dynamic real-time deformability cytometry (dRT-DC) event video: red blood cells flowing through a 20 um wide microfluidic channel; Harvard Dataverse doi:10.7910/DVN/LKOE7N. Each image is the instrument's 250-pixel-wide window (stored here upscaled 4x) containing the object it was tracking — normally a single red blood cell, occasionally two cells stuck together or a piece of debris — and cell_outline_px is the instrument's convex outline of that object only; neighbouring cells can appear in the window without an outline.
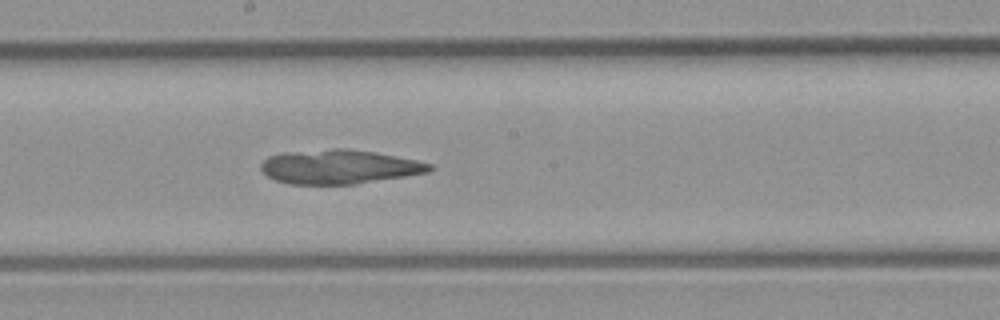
{"species": "common noctule bat (a hibernating species)", "species_latin": "Nyctalus noctula", "temperature_condition": "room temperature", "stored_images_in_passage": 33, "camera_frame_rate_fps": 3000, "um_per_image_px": 0.085, "animal": {"sex": "male", "body_mass_g": 23.1, "forearm_length_mm": 52.7}, "frame": {"image": 1, "passage_image": 20, "time_ms": 6.333, "image_size_px": [1000, 320], "cell_outline_px": [[436, 168], [428, 172], [356, 184], [288, 184], [276, 180], [268, 176], [260, 168], [260, 164], [268, 156], [284, 152], [332, 148], [348, 148], [376, 152], [416, 160], [432, 164]], "centroid_in_image_um": [28.83, 14.17], "position_along_channel_um": 219.4, "area_um2": 33.7}}
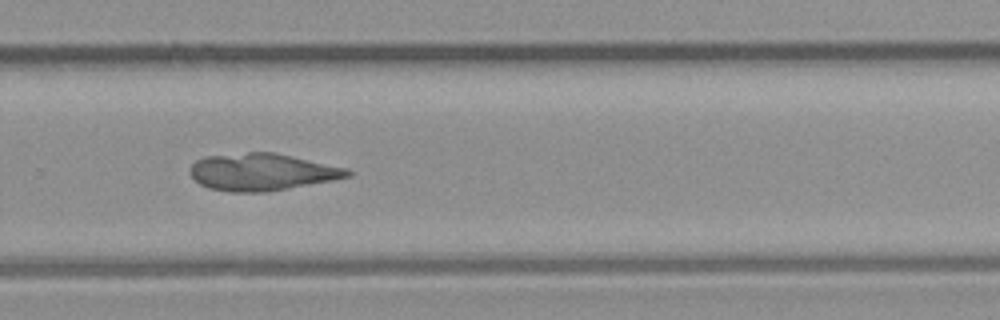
{"frame": {"image": 2, "passage_image": 25, "time_ms": 8.0, "image_size_px": [1000, 320], "cell_outline_px": [[352, 176], [332, 180], [288, 188], [264, 192], [232, 192], [208, 188], [200, 184], [188, 172], [188, 168], [196, 160], [204, 156], [248, 152], [272, 152], [348, 168], [352, 172]], "centroid_in_image_um": [22.23, 14.61], "position_along_channel_um": 307.6, "area_um2": 33.99}}
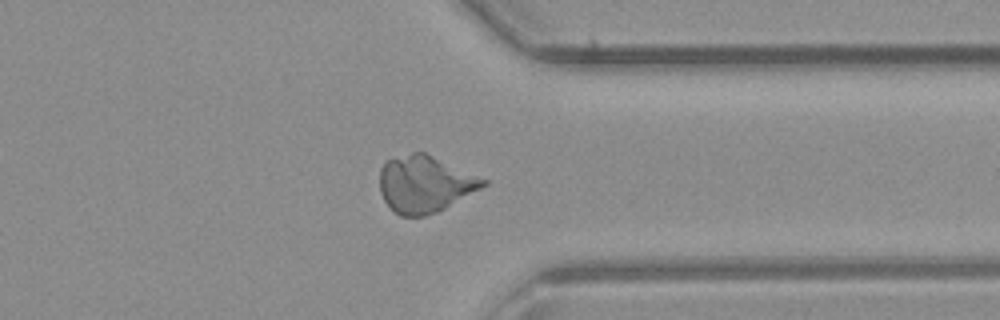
{"frame": {"image": 3, "passage_image": 29, "time_ms": 9.333, "image_size_px": [1000, 320], "cell_outline_px": [[488, 184], [444, 208], [436, 212], [424, 216], [400, 216], [384, 200], [380, 192], [380, 168], [384, 160], [412, 152], [424, 152], [488, 180]], "centroid_in_image_um": [36.08, 15.63], "position_along_channel_um": 375.3, "area_um2": 33.93}}